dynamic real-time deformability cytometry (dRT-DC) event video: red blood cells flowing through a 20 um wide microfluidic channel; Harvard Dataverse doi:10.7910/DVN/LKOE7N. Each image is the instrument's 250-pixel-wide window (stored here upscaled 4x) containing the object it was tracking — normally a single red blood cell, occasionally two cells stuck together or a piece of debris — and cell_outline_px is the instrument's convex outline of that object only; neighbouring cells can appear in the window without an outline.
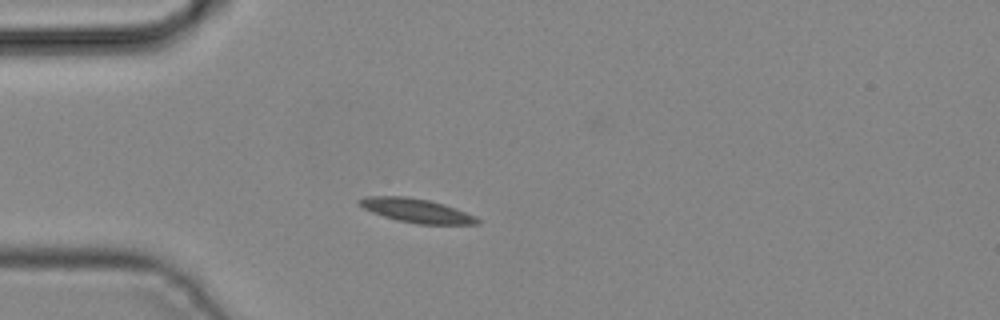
{"species": "common noctule bat (a hibernating species)", "species_latin": "Nyctalus noctula", "temperature_condition": "cold", "stored_images_in_passage": 3, "camera_frame_rate_fps": 3000, "um_per_image_px": 0.085, "animal": {"sex": "male", "body_mass_g": 19.2, "forearm_length_mm": 51.8}, "frame": {"image": 1, "passage_image": 3, "time_ms": 0.667, "image_size_px": [1000, 320], "cell_outline_px": [[480, 224], [420, 224], [396, 220], [372, 212], [364, 208], [356, 200], [368, 196], [404, 196], [428, 200], [444, 204], [476, 216], [480, 220]], "centroid_in_image_um": [35.41, 17.9], "position_along_channel_um": 49.6, "area_um2": 16.3}}